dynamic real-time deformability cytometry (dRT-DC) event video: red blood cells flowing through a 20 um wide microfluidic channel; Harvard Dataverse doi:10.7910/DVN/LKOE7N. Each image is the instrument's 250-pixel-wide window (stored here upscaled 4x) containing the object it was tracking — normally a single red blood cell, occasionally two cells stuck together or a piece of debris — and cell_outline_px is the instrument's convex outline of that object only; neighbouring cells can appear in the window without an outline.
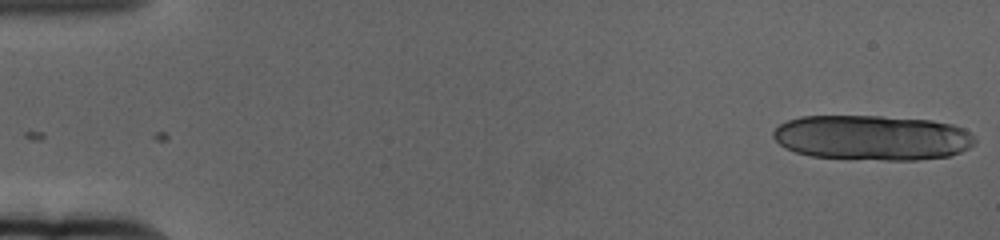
{"species": "human", "species_latin": "Homo sapiens", "temperature_condition": "cold", "stored_images_in_passage": 18, "camera_frame_rate_fps": 3000, "um_per_image_px": 0.085, "donor": {"sex": "female"}, "frame": {"image": 1, "passage_image": 1, "time_ms": 0.0, "image_size_px": [1000, 240], "cell_outline_px": [[976, 144], [960, 152], [948, 156], [916, 160], [884, 160], [812, 156], [796, 152], [784, 148], [772, 136], [772, 132], [780, 124], [788, 120], [800, 116], [880, 116], [932, 120], [952, 124], [964, 128], [976, 140]], "centroid_in_image_um": [74.14, 11.69], "position_along_channel_um": 10.9, "area_um2": 53.06}}